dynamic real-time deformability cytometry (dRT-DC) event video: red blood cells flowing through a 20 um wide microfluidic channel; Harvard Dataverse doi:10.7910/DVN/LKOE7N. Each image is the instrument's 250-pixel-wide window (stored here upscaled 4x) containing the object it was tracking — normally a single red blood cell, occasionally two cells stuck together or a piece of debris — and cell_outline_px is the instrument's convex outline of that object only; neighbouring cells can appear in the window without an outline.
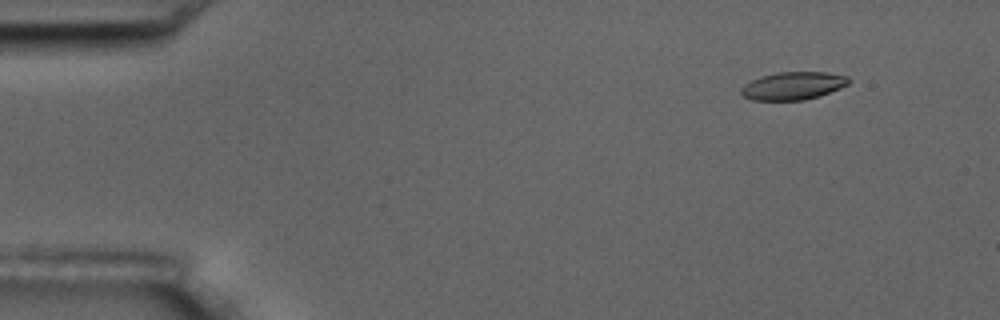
{"species": "common noctule bat (a hibernating species)", "species_latin": "Nyctalus noctula", "temperature_condition": "room temperature", "stored_images_in_passage": 5, "camera_frame_rate_fps": 3000, "um_per_image_px": 0.085, "animal": {"sex": "male", "body_mass_g": 17.5, "forearm_length_mm": 52.3}, "frame": {"image": 1, "passage_image": 2, "time_ms": 1.0, "image_size_px": [1000, 320], "cell_outline_px": [[848, 84], [840, 88], [820, 96], [804, 100], [752, 100], [744, 96], [740, 92], [740, 88], [744, 84], [760, 76], [776, 72], [828, 72], [848, 76]], "centroid_in_image_um": [67.39, 7.29], "position_along_channel_um": 17.6, "area_um2": 17.51}}
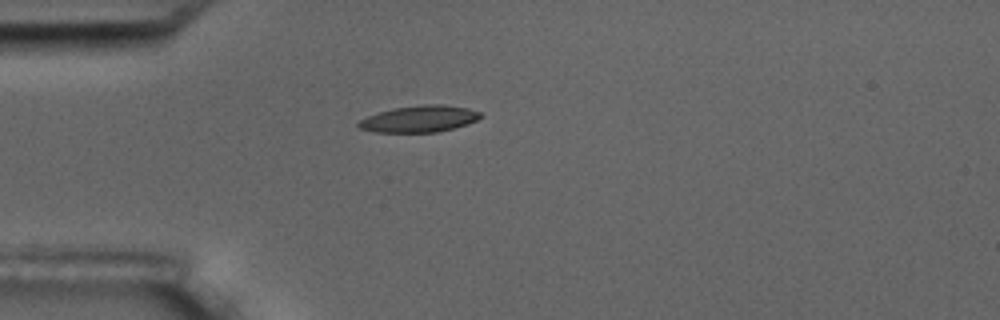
{"frame": {"image": 2, "passage_image": 5, "time_ms": 4.333, "image_size_px": [1000, 320], "cell_outline_px": [[484, 116], [476, 120], [452, 128], [436, 132], [376, 132], [360, 128], [356, 124], [360, 120], [368, 116], [380, 112], [396, 108], [424, 104], [440, 104], [468, 108], [480, 112]], "centroid_in_image_um": [35.65, 10.1], "position_along_channel_um": 49.3, "area_um2": 18.55}}